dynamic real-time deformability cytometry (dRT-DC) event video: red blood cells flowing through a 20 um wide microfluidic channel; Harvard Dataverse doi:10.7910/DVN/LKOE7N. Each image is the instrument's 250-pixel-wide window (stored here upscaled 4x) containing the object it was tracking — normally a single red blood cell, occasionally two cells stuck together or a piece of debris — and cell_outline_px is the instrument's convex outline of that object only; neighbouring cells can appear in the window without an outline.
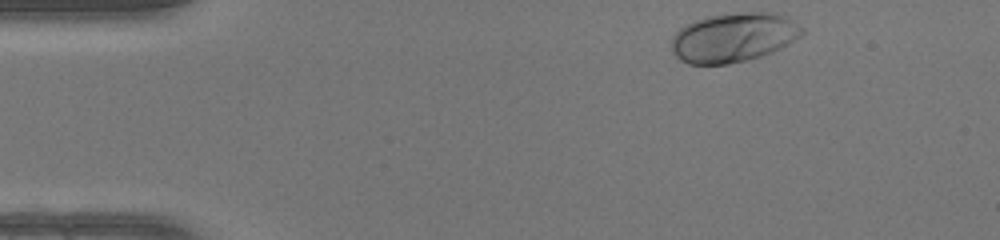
{"species": "human", "species_latin": "Homo sapiens", "temperature_condition": "warm", "stored_images_in_passage": 35, "camera_frame_rate_fps": 3000, "um_per_image_px": 0.085, "donor": {"sex": "female"}, "frame": {"image": 1, "passage_image": 1, "time_ms": 0.0, "image_size_px": [1000, 240], "cell_outline_px": [[804, 32], [800, 36], [788, 44], [772, 52], [748, 60], [728, 64], [688, 64], [680, 60], [672, 52], [672, 36], [680, 28], [692, 20], [708, 16], [736, 12], [776, 12], [804, 28]], "centroid_in_image_um": [62.32, 3.18], "position_along_channel_um": 22.7, "area_um2": 37.63}}
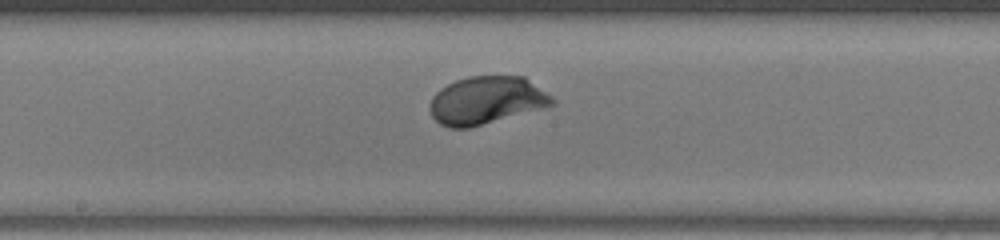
{"frame": {"image": 2, "passage_image": 20, "time_ms": 6.333, "image_size_px": [1000, 240], "cell_outline_px": [[556, 104], [468, 128], [448, 128], [440, 124], [432, 116], [428, 108], [428, 104], [432, 96], [440, 88], [456, 80], [468, 76], [524, 76], [552, 96], [556, 100]], "centroid_in_image_um": [41.31, 8.52], "position_along_channel_um": 206.9, "area_um2": 34.04}}
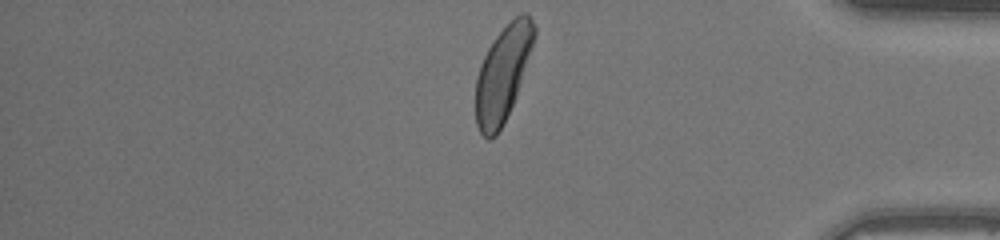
{"frame": {"image": 3, "passage_image": 35, "time_ms": 11.333, "image_size_px": [1000, 240], "cell_outline_px": [[536, 36], [516, 96], [496, 136], [488, 140], [480, 132], [476, 124], [476, 76], [480, 64], [488, 48], [496, 36], [520, 12], [528, 12], [536, 28]], "centroid_in_image_um": [42.74, 6.23], "position_along_channel_um": 392.5, "area_um2": 32.14}, "authors_computed_cell_mechanics": {"area_um2": 33.5818, "velocity_mm_per_s": 4.2432, "shape_relaxation_time_tau1_ms": 1.566, "shape_relaxation_time_tau2_ms": null, "deformation_change_tau1": 0.1434, "deformation_change_tau2": null}}